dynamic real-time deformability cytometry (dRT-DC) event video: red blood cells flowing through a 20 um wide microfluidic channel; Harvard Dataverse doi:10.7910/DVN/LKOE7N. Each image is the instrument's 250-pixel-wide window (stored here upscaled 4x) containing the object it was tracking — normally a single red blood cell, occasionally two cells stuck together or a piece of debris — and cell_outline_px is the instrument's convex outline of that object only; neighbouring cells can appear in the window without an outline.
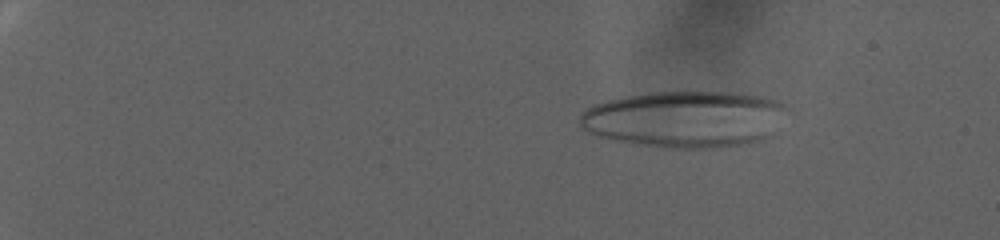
{"species": "human", "species_latin": "Homo sapiens", "temperature_condition": "warm", "stored_images_in_passage": 81, "camera_frame_rate_fps": 3000, "um_per_image_px": 0.085, "donor": {"sex": "female"}, "frame": {"image": 1, "passage_image": 16, "time_ms": 5.0, "image_size_px": [1000, 240], "cell_outline_px": [[784, 108], [772, 136], [764, 140], [748, 144], [712, 148], [664, 148], [616, 140], [600, 136], [588, 132], [580, 128], [580, 116], [588, 108], [596, 104], [608, 100], [628, 96], [652, 92], [740, 92], [760, 96], [776, 100], [784, 104]], "centroid_in_image_um": [58.23, 10.13], "position_along_channel_um": 26.8, "area_um2": 68.09}}
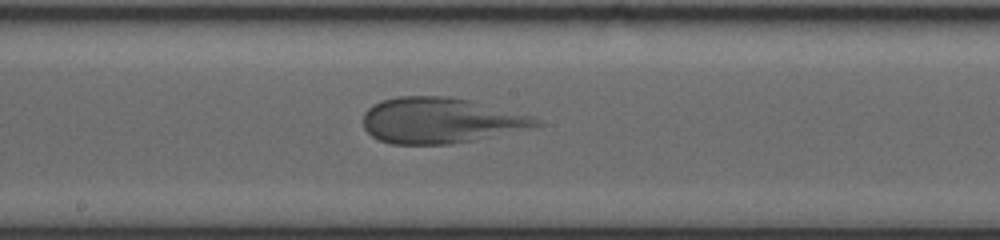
{"frame": {"image": 2, "passage_image": 50, "time_ms": 16.333, "image_size_px": [1000, 240], "cell_outline_px": [[544, 124], [528, 128], [476, 140], [452, 144], [392, 144], [380, 140], [372, 136], [364, 128], [364, 112], [372, 104], [380, 100], [396, 96], [452, 96], [536, 116]], "centroid_in_image_um": [37.45, 10.23], "position_along_channel_um": 210.8, "area_um2": 46.3}}
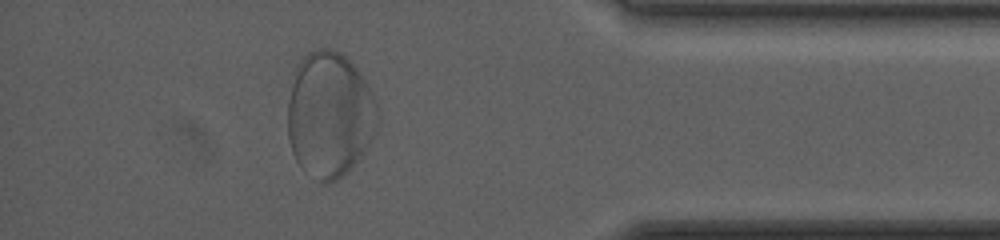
{"frame": {"image": 3, "passage_image": 74, "time_ms": 24.333, "image_size_px": [1000, 240], "cell_outline_px": [[376, 124], [372, 136], [364, 152], [348, 172], [336, 180], [328, 184], [324, 184], [300, 164], [296, 160], [292, 152], [288, 136], [288, 100], [292, 72], [296, 64], [308, 52], [316, 48], [332, 48], [340, 52], [356, 68], [372, 92], [376, 104]], "centroid_in_image_um": [27.98, 9.71], "position_along_channel_um": 407.2, "area_um2": 65.6}}